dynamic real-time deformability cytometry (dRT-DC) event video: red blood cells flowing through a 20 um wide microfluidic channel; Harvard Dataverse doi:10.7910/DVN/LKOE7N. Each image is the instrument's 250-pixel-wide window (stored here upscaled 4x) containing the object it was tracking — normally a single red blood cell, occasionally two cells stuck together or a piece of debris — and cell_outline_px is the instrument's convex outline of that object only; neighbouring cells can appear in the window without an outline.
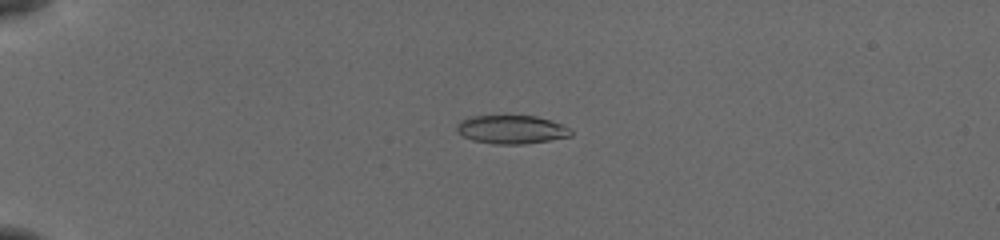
{"species": "common noctule bat (a hibernating species)", "species_latin": "Nyctalus noctula", "temperature_condition": "cold", "stored_images_in_passage": 41, "camera_frame_rate_fps": 3000, "um_per_image_px": 0.085, "animal": {"sex": "female", "body_mass_g": 19.5, "forearm_length_mm": 54.1}, "frame": {"image": 1, "passage_image": 1, "time_ms": 0.0, "image_size_px": [1000, 240], "cell_outline_px": [[572, 136], [524, 144], [496, 144], [472, 140], [456, 132], [456, 124], [472, 116], [536, 116], [564, 124], [572, 128]], "centroid_in_image_um": [43.52, 11.01], "position_along_channel_um": 41.5, "area_um2": 18.96}}
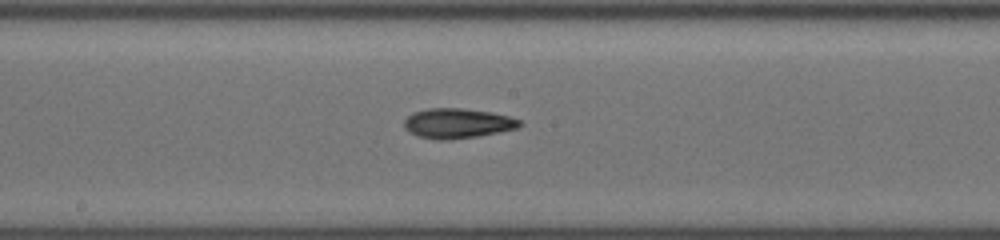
{"frame": {"image": 2, "passage_image": 18, "time_ms": 5.667, "image_size_px": [1000, 240], "cell_outline_px": [[524, 124], [516, 128], [476, 136], [444, 140], [440, 140], [416, 136], [408, 132], [404, 128], [404, 120], [412, 112], [428, 108], [464, 108], [492, 112], [508, 116], [520, 120]], "centroid_in_image_um": [38.84, 10.47], "position_along_channel_um": 209.4, "area_um2": 20.11}}
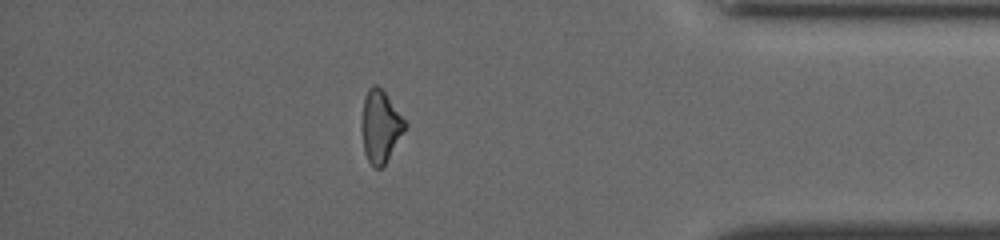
{"frame": {"image": 3, "passage_image": 35, "time_ms": 11.333, "image_size_px": [1000, 240], "cell_outline_px": [[408, 124], [384, 164], [380, 168], [376, 168], [368, 160], [364, 152], [364, 96], [368, 88], [372, 84], [376, 84], [384, 92]], "centroid_in_image_um": [32.36, 10.71], "position_along_channel_um": 402.8, "area_um2": 17.22}, "authors_computed_cell_mechanics": {"area_um2": 18.9006, "velocity_mm_per_s": 3.8767, "shape_relaxation_time_tau1_ms": 4.8394, "shape_relaxation_time_tau2_ms": 4.0127, "deformation_change_tau1": 0.1627, "deformation_change_tau2": 0.1346}}